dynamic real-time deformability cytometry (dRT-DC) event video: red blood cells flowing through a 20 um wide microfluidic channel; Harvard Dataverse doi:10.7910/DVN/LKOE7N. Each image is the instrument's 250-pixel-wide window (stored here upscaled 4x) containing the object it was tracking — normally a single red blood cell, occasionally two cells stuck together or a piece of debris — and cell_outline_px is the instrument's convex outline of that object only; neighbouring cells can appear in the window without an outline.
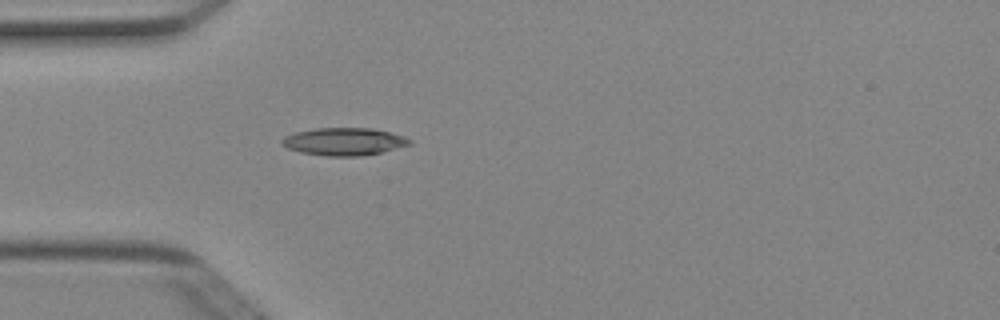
{"species": "Egyptian fruit bat (a non-hibernating species)", "species_latin": "Rousettus aegyptiacus", "temperature_condition": "cold", "stored_images_in_passage": 36, "camera_frame_rate_fps": 3000, "um_per_image_px": 0.085, "animal": {"sex": "female"}, "frame": {"image": 1, "passage_image": 1, "time_ms": 0.0, "image_size_px": [1000, 320], "cell_outline_px": [[412, 144], [380, 152], [360, 156], [328, 156], [300, 152], [288, 148], [280, 144], [280, 140], [284, 136], [296, 132], [316, 128], [368, 128], [388, 132], [404, 136], [412, 140]], "centroid_in_image_um": [29.21, 12.03], "position_along_channel_um": 55.8, "area_um2": 20.4}}
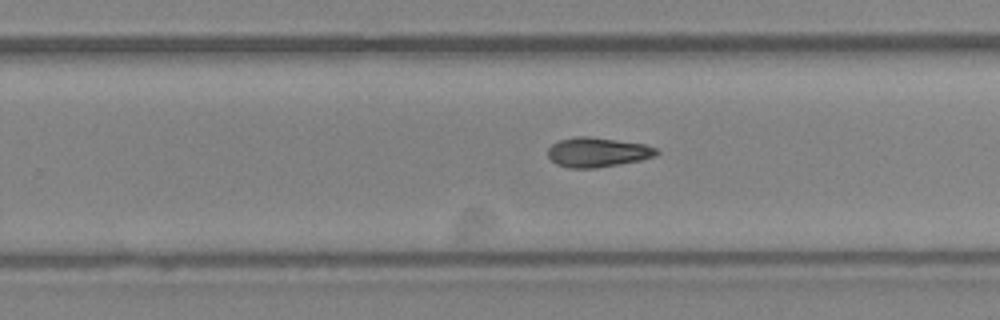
{"frame": {"image": 2, "passage_image": 18, "time_ms": 5.667, "image_size_px": [1000, 320], "cell_outline_px": [[660, 152], [656, 156], [640, 160], [596, 168], [568, 168], [556, 164], [548, 156], [548, 148], [552, 144], [560, 140], [576, 136], [588, 136], [644, 144], [656, 148]], "centroid_in_image_um": [50.78, 12.94], "position_along_channel_um": 279.0, "area_um2": 18.67}}
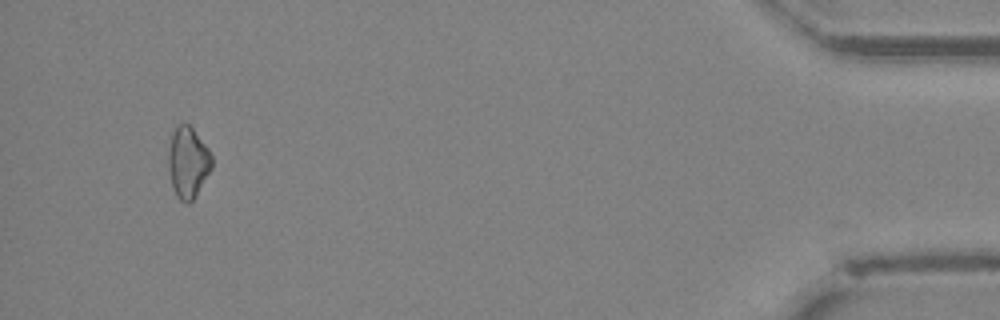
{"frame": {"image": 3, "passage_image": 34, "time_ms": 11.0, "image_size_px": [1000, 320], "cell_outline_px": [[212, 168], [192, 200], [188, 204], [180, 200], [176, 196], [172, 184], [168, 168], [168, 152], [172, 132], [176, 124], [188, 124], [192, 128], [208, 148], [212, 156]], "centroid_in_image_um": [15.96, 13.78], "position_along_channel_um": 419.2, "area_um2": 17.86}, "authors_computed_cell_mechanics": {"area_um2": 18.3226, "velocity_mm_per_s": 4.0425, "shape_relaxation_time_tau1_ms": 4.8869, "shape_relaxation_time_tau2_ms": null, "deformation_change_tau1": 0.1125, "deformation_change_tau2": null}}